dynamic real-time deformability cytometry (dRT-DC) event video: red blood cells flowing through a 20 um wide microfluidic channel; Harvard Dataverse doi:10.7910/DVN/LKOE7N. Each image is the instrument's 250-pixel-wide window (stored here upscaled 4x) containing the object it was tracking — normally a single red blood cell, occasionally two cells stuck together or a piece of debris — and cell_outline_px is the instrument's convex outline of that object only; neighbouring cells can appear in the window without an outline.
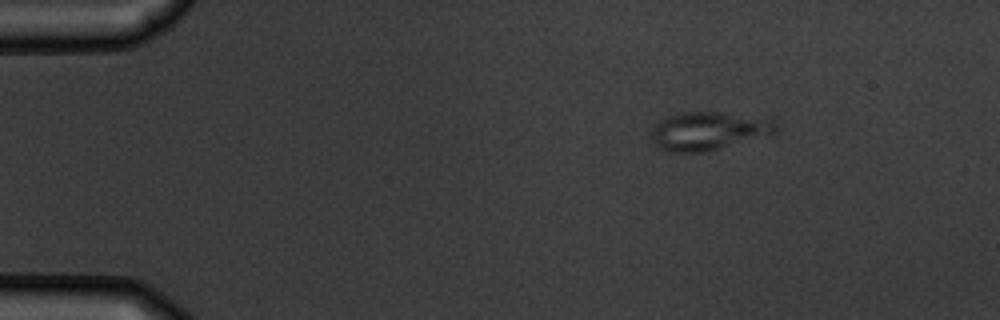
{"species": "common noctule bat (a hibernating species)", "species_latin": "Nyctalus noctula", "temperature_condition": "warm", "stored_images_in_passage": 3, "camera_frame_rate_fps": 3000, "um_per_image_px": 0.085, "animal": {"sex": "male", "body_mass_g": 19.5, "forearm_length_mm": 54.6}, "frame": {"image": 1, "passage_image": 1, "time_ms": 0.0, "image_size_px": [1000, 320], "cell_outline_px": [[780, 124], [776, 132], [716, 148], [700, 152], [664, 152], [656, 148], [652, 140], [652, 128], [660, 120], [668, 116], [684, 112], [720, 112], [776, 116]], "centroid_in_image_um": [60.29, 11.08], "position_along_channel_um": 24.7, "area_um2": 28.21}}